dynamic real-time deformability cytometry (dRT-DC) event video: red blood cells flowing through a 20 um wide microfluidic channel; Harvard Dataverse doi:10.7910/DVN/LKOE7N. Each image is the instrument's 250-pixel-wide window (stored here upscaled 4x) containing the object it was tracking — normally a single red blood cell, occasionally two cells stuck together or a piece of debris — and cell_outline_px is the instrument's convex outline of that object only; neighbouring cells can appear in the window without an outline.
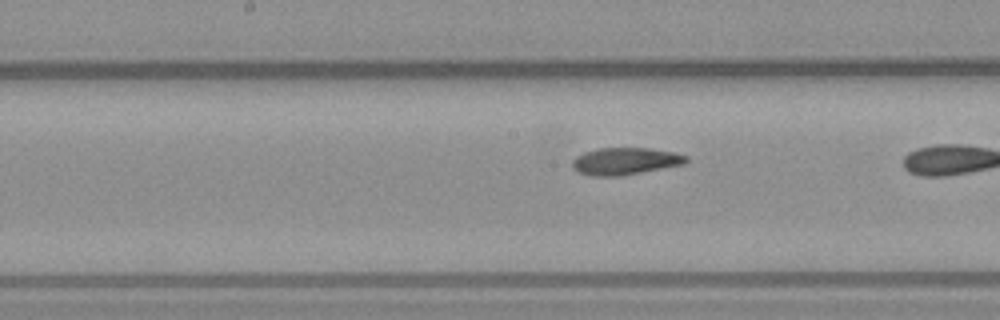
{"species": "common noctule bat (a hibernating species)", "species_latin": "Nyctalus noctula", "temperature_condition": "warm", "stored_images_in_passage": 29, "camera_frame_rate_fps": 3000, "um_per_image_px": 0.085, "animal": {"sex": "male", "body_mass_g": 23.1, "forearm_length_mm": 52.7}, "frame": {"image": 1, "passage_image": 26, "time_ms": 8.333, "image_size_px": [1000, 320], "cell_outline_px": [[688, 160], [684, 164], [620, 176], [592, 176], [580, 172], [572, 168], [572, 160], [576, 156], [584, 152], [596, 148], [648, 148], [676, 152], [688, 156]], "centroid_in_image_um": [53.14, 13.69], "position_along_channel_um": 195.1, "area_um2": 18.03}}